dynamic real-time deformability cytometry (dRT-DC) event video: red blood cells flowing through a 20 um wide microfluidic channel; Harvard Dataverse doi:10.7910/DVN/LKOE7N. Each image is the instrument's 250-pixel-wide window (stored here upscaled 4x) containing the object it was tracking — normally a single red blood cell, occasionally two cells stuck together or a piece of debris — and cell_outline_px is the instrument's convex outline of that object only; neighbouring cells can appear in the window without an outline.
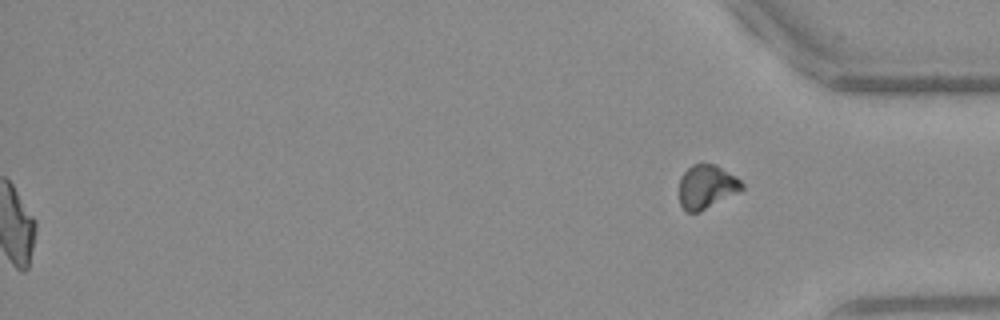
{"species": "Egyptian fruit bat (a non-hibernating species)", "species_latin": "Rousettus aegyptiacus", "temperature_condition": "warm", "stored_images_in_passage": 52, "segment_of_instrument_passage": [2, 2], "camera_frame_rate_fps": 3000, "um_per_image_px": 0.085, "frame": {"image": 1, "passage_image": 52, "time_ms": 17.0, "image_size_px": [1000, 320], "cell_outline_px": [[744, 188], [700, 212], [688, 212], [680, 204], [680, 176], [692, 164], [716, 164], [736, 176], [744, 184]], "centroid_in_image_um": [60.06, 15.85], "position_along_channel_um": 375.1, "area_um2": 15.84}}